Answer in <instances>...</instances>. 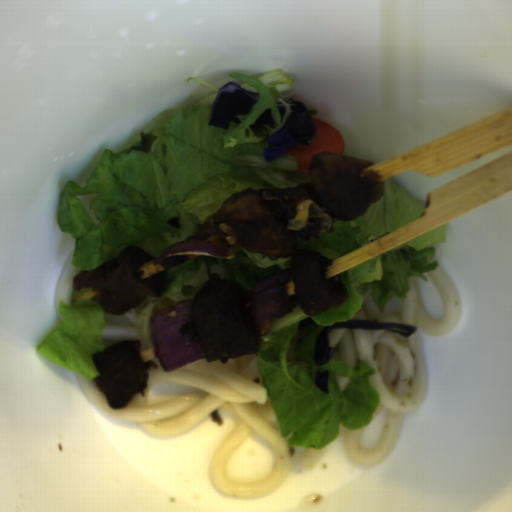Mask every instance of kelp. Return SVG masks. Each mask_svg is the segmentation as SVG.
Instances as JSON below:
<instances>
[{
	"mask_svg": "<svg viewBox=\"0 0 512 512\" xmlns=\"http://www.w3.org/2000/svg\"><path fill=\"white\" fill-rule=\"evenodd\" d=\"M314 323H316V321L309 316L305 319L298 321V328L300 330V329L310 326Z\"/></svg>",
	"mask_w": 512,
	"mask_h": 512,
	"instance_id": "obj_3",
	"label": "kelp"
},
{
	"mask_svg": "<svg viewBox=\"0 0 512 512\" xmlns=\"http://www.w3.org/2000/svg\"><path fill=\"white\" fill-rule=\"evenodd\" d=\"M167 223L169 226H174L176 230H180L181 228L180 216H174Z\"/></svg>",
	"mask_w": 512,
	"mask_h": 512,
	"instance_id": "obj_4",
	"label": "kelp"
},
{
	"mask_svg": "<svg viewBox=\"0 0 512 512\" xmlns=\"http://www.w3.org/2000/svg\"><path fill=\"white\" fill-rule=\"evenodd\" d=\"M209 416H210V419H211L214 423H216V424H218V425H224V420H222V418H221V416H220V414H219L218 409H215L213 412H211V413L209 414Z\"/></svg>",
	"mask_w": 512,
	"mask_h": 512,
	"instance_id": "obj_2",
	"label": "kelp"
},
{
	"mask_svg": "<svg viewBox=\"0 0 512 512\" xmlns=\"http://www.w3.org/2000/svg\"><path fill=\"white\" fill-rule=\"evenodd\" d=\"M139 137H140V145H131L127 151V154H130L132 151L149 153L153 141L158 139V136H156L154 134H146L142 131L139 132Z\"/></svg>",
	"mask_w": 512,
	"mask_h": 512,
	"instance_id": "obj_1",
	"label": "kelp"
}]
</instances>
